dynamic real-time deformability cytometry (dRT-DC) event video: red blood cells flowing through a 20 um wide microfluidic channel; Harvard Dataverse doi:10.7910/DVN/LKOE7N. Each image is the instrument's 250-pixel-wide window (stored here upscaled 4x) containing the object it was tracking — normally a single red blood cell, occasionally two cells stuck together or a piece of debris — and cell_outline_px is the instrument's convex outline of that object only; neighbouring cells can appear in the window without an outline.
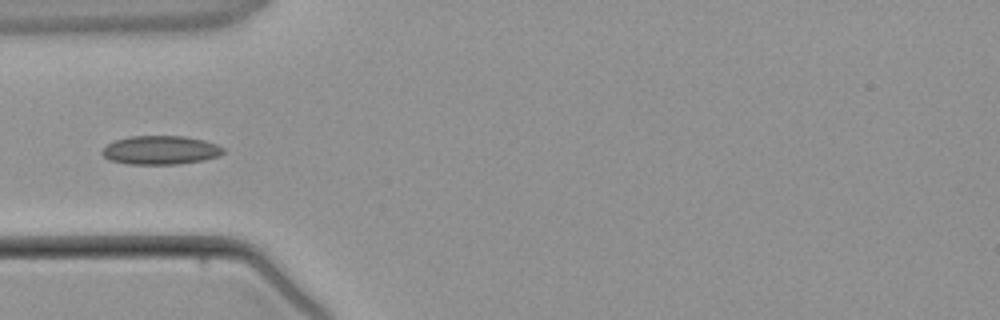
{"species": "common noctule bat (a hibernating species)", "species_latin": "Nyctalus noctula", "temperature_condition": "warm", "stored_images_in_passage": 4, "camera_frame_rate_fps": 3000, "um_per_image_px": 0.085, "animal": {"sex": "male", "body_mass_g": 21.5, "forearm_length_mm": 52.0}, "frame": {"image": 1, "passage_image": 3, "time_ms": 3.333, "image_size_px": [1000, 320], "cell_outline_px": [[224, 152], [220, 156], [204, 160], [180, 164], [128, 164], [108, 160], [100, 152], [108, 144], [116, 140], [132, 136], [184, 136], [204, 140], [216, 144], [224, 148]], "centroid_in_image_um": [13.66, 12.77], "position_along_channel_um": 71.3, "area_um2": 20.35}}
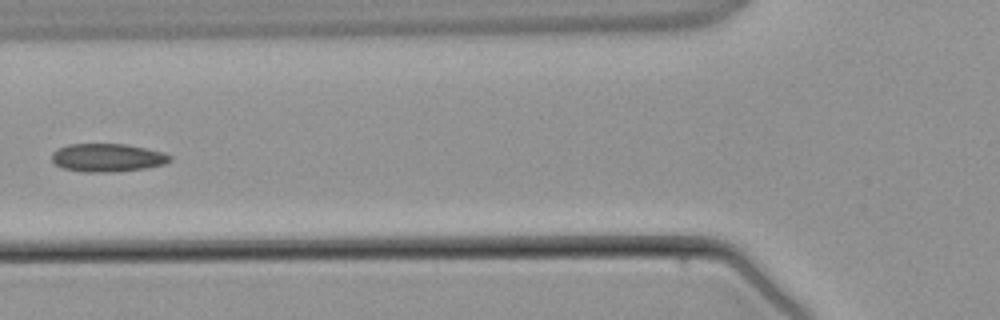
{"frame": {"image": 2, "passage_image": 4, "time_ms": 4.333, "image_size_px": [1000, 320], "cell_outline_px": [[172, 160], [164, 164], [148, 168], [112, 172], [84, 172], [64, 168], [56, 164], [52, 160], [52, 152], [68, 144], [124, 144], [164, 152], [172, 156]], "centroid_in_image_um": [9.16, 13.4], "position_along_channel_um": 116.6, "area_um2": 19.36}}